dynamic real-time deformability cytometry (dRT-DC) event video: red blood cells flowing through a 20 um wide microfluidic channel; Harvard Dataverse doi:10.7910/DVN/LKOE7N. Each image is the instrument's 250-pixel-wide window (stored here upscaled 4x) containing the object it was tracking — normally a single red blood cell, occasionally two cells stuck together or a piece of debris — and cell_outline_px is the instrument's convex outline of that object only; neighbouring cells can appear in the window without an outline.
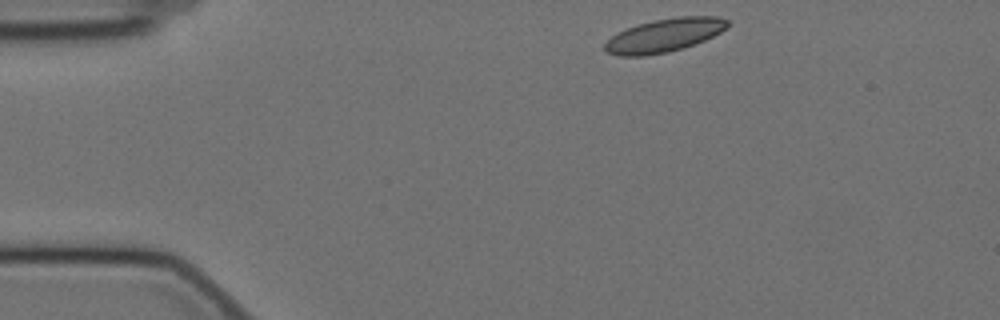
{"species": "Egyptian fruit bat (a non-hibernating species)", "species_latin": "Rousettus aegyptiacus", "temperature_condition": "cold", "stored_images_in_passage": 49, "camera_frame_rate_fps": 3000, "um_per_image_px": 0.085, "animal": {"sex": "female"}, "frame": {"image": 1, "passage_image": 1, "time_ms": 0.0, "image_size_px": [1000, 320], "cell_outline_px": [[728, 24], [720, 32], [704, 40], [668, 52], [644, 56], [616, 56], [608, 52], [604, 48], [604, 44], [616, 32], [640, 24], [656, 20], [676, 16], [716, 16], [728, 20]], "centroid_in_image_um": [56.43, 3.0], "position_along_channel_um": 28.6, "area_um2": 23.52}}
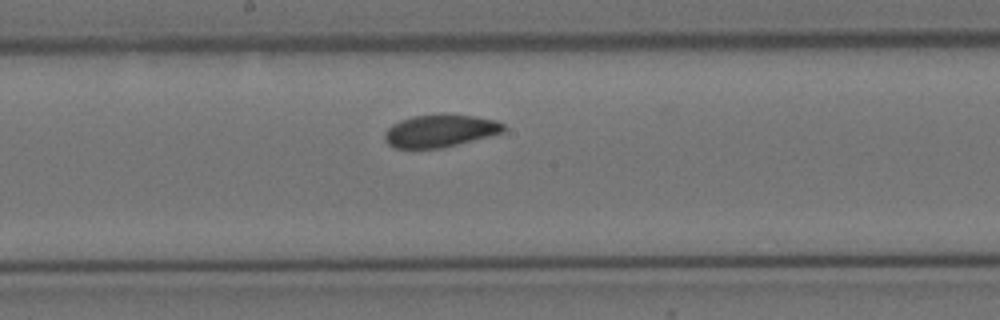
{"frame": {"image": 2, "passage_image": 22, "time_ms": 7.0, "image_size_px": [1000, 320], "cell_outline_px": [[504, 132], [440, 148], [396, 148], [388, 144], [384, 140], [384, 132], [392, 124], [400, 120], [412, 116], [444, 112], [476, 116], [496, 120], [504, 124]], "centroid_in_image_um": [37.38, 11.08], "position_along_channel_um": 210.8, "area_um2": 22.83}}
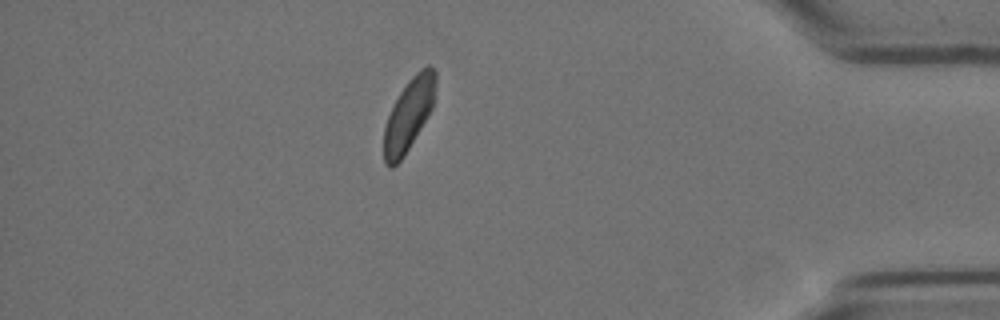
{"frame": {"image": 3, "passage_image": 42, "time_ms": 13.667, "image_size_px": [1000, 320], "cell_outline_px": [[436, 88], [432, 108], [428, 116], [404, 156], [392, 168], [388, 168], [384, 164], [384, 128], [388, 116], [400, 92], [408, 80], [420, 68], [428, 64], [436, 72]], "centroid_in_image_um": [34.75, 9.73], "position_along_channel_um": 400.4, "area_um2": 21.68}, "authors_computed_cell_mechanics": {"area_um2": 22.9466, "velocity_mm_per_s": 3.4471, "shape_relaxation_time_tau1_ms": 5.5411, "shape_relaxation_time_tau2_ms": 2.7391, "deformation_change_tau1": 0.0982, "deformation_change_tau2": 0.0714}}